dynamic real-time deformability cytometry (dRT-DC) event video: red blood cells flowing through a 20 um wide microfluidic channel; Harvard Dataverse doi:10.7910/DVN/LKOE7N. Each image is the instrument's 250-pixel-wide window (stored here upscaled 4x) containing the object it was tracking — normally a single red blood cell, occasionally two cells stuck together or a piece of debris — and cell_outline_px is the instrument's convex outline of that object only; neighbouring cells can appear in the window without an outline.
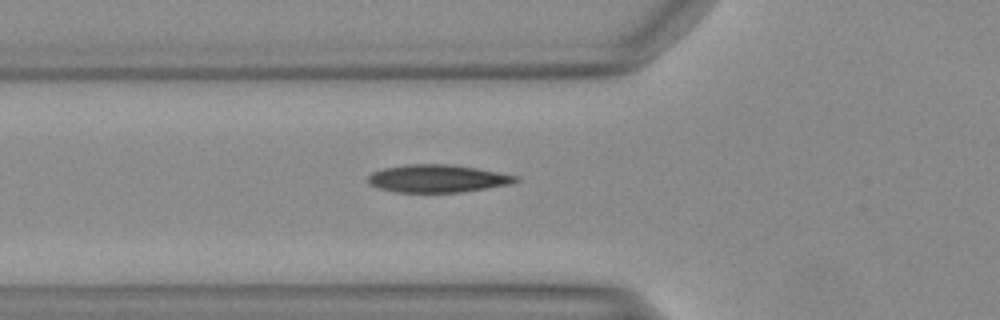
{"species": "Egyptian fruit bat (a non-hibernating species)", "species_latin": "Rousettus aegyptiacus", "temperature_condition": "warm", "stored_images_in_passage": 29, "camera_frame_rate_fps": 3000, "um_per_image_px": 0.085, "animal": {"sex": "female"}, "frame": {"image": 1, "passage_image": 2, "time_ms": 0.333, "image_size_px": [1000, 320], "cell_outline_px": [[520, 180], [508, 184], [460, 192], [396, 192], [380, 188], [368, 184], [368, 176], [372, 172], [384, 168], [408, 164], [452, 164], [476, 168], [520, 176]], "centroid_in_image_um": [37.17, 15.16], "position_along_channel_um": 88.6, "area_um2": 23.7}}
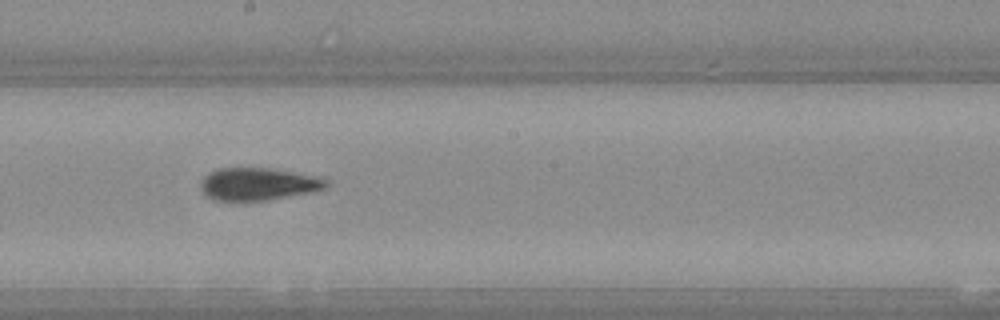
{"frame": {"image": 2, "passage_image": 12, "time_ms": 3.667, "image_size_px": [1000, 320], "cell_outline_px": [[328, 184], [324, 188], [312, 192], [268, 200], [240, 204], [216, 200], [208, 196], [204, 192], [200, 184], [204, 176], [208, 172], [220, 168], [268, 168], [328, 180]], "centroid_in_image_um": [21.84, 15.69], "position_along_channel_um": 226.4, "area_um2": 23.87}}
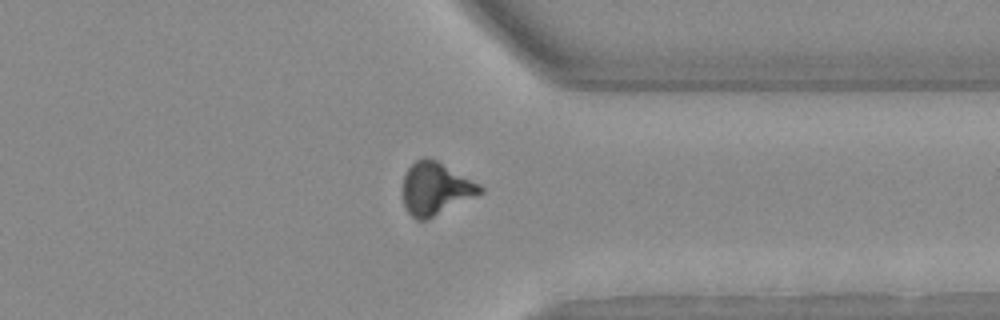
{"frame": {"image": 3, "passage_image": 23, "time_ms": 7.333, "image_size_px": [1000, 320], "cell_outline_px": [[484, 192], [424, 220], [416, 220], [408, 212], [404, 204], [404, 176], [408, 168], [416, 160], [424, 156], [436, 160], [480, 184], [484, 188]], "centroid_in_image_um": [37.03, 16.01], "position_along_channel_um": 374.4, "area_um2": 23.18}}